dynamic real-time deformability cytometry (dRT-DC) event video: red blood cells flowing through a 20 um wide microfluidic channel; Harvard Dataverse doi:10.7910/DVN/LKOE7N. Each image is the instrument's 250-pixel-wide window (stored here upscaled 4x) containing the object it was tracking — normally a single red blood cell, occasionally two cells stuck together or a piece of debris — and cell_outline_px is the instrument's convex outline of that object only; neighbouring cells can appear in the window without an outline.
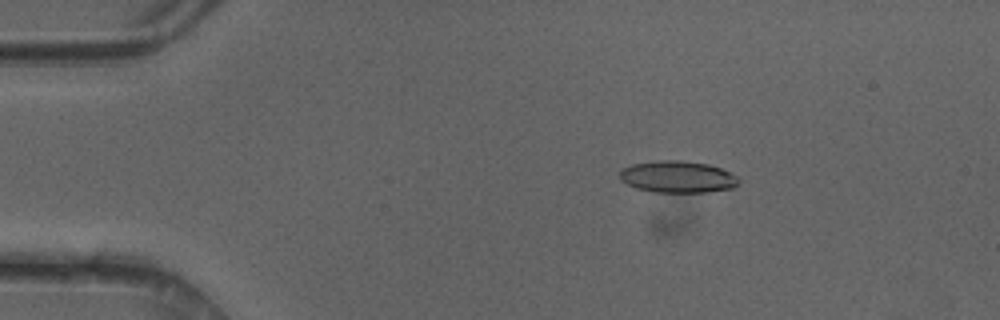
{"species": "common noctule bat (a hibernating species)", "species_latin": "Nyctalus noctula", "temperature_condition": "cold", "stored_images_in_passage": 50, "camera_frame_rate_fps": 3000, "um_per_image_px": 0.085, "animal": {"sex": "female"}, "frame": {"image": 1, "passage_image": 9, "time_ms": 2.667, "image_size_px": [1000, 320], "cell_outline_px": [[740, 180], [732, 188], [708, 192], [652, 192], [636, 188], [620, 180], [620, 172], [624, 168], [632, 164], [660, 160], [680, 160], [708, 164], [720, 168], [736, 176]], "centroid_in_image_um": [57.58, 15.03], "position_along_channel_um": 27.4, "area_um2": 21.91}}
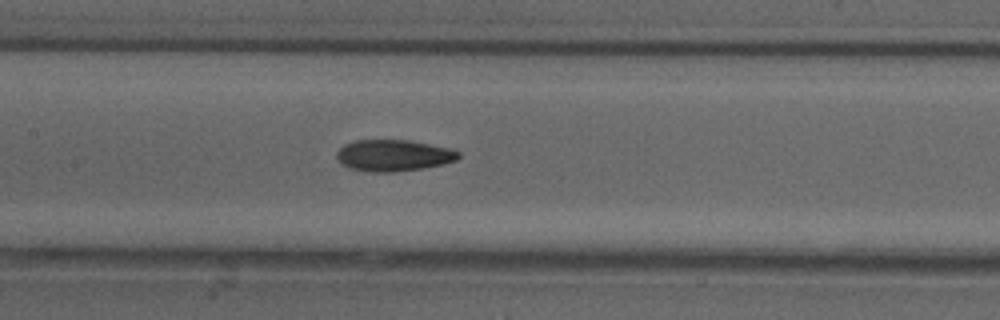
{"frame": {"image": 2, "passage_image": 24, "time_ms": 7.667, "image_size_px": [1000, 320], "cell_outline_px": [[460, 156], [456, 160], [444, 164], [424, 168], [396, 172], [368, 172], [348, 168], [340, 164], [336, 156], [336, 152], [344, 144], [352, 140], [408, 140], [452, 148], [460, 152]], "centroid_in_image_um": [33.43, 13.22], "position_along_channel_um": 174.0, "area_um2": 22.72}}
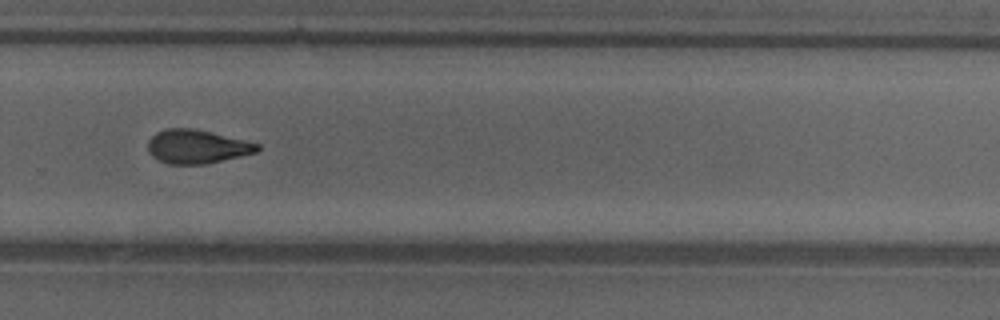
{"frame": {"image": 3, "passage_image": 34, "time_ms": 11.0, "image_size_px": [1000, 320], "cell_outline_px": [[260, 148], [256, 152], [240, 156], [204, 164], [168, 164], [156, 160], [148, 152], [148, 140], [156, 132], [164, 128], [192, 128], [244, 140], [260, 144]], "centroid_in_image_um": [16.68, 12.46], "position_along_channel_um": 313.1, "area_um2": 21.44}, "authors_computed_cell_mechanics": {"area_um2": 21.8484, "velocity_mm_per_s": 4.1952, "shape_relaxation_time_tau1_ms": 5.3096, "shape_relaxation_time_tau2_ms": 2.5766, "deformation_change_tau1": 0.157, "deformation_change_tau2": 0.1018}}